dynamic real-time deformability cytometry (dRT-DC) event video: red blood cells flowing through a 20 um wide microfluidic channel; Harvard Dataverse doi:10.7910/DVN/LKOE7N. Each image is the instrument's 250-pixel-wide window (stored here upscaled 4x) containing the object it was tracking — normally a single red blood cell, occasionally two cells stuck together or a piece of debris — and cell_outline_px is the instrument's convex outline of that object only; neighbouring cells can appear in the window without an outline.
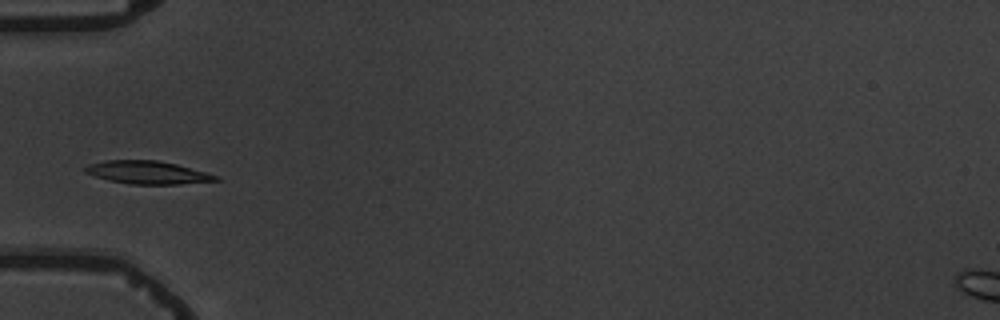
{"species": "common noctule bat (a hibernating species)", "species_latin": "Nyctalus noctula", "temperature_condition": "warm", "stored_images_in_passage": 8, "camera_frame_rate_fps": 3000, "um_per_image_px": 0.085, "animal": {"sex": "male", "body_mass_g": 19.5, "forearm_length_mm": 54.6}, "frame": {"image": 1, "passage_image": 5, "time_ms": 5.0, "image_size_px": [1000, 320], "cell_outline_px": [[220, 180], [180, 184], [132, 184], [108, 180], [84, 172], [84, 168], [88, 164], [104, 160], [156, 160], [176, 164], [220, 176]], "centroid_in_image_um": [12.53, 14.65], "position_along_channel_um": 72.5, "area_um2": 17.4}}
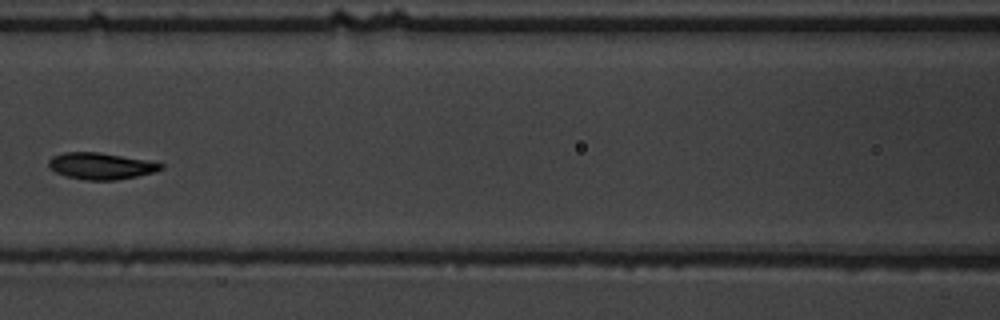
{"frame": {"image": 2, "passage_image": 7, "time_ms": 7.333, "image_size_px": [1000, 320], "cell_outline_px": [[164, 168], [152, 172], [136, 176], [116, 180], [84, 180], [64, 176], [56, 172], [48, 164], [48, 160], [52, 156], [64, 152], [100, 152], [148, 160], [164, 164]], "centroid_in_image_um": [8.56, 14.1], "position_along_channel_um": 158.0, "area_um2": 17.4}}
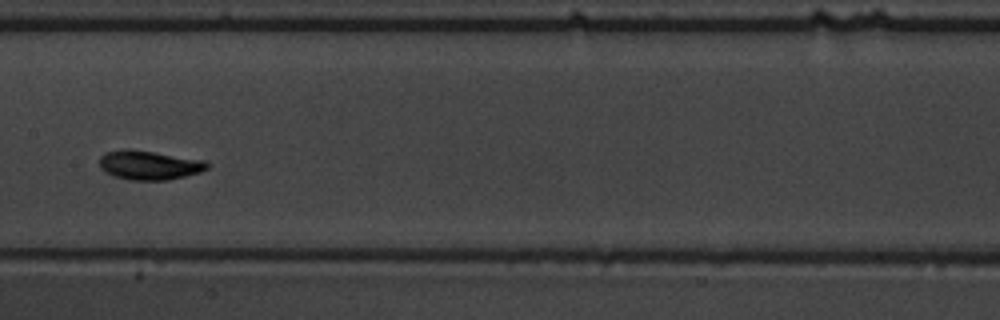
{"frame": {"image": 3, "passage_image": 8, "time_ms": 8.333, "image_size_px": [1000, 320], "cell_outline_px": [[212, 164], [208, 168], [200, 172], [168, 180], [128, 180], [112, 176], [100, 168], [100, 156], [108, 152], [124, 148], [128, 148], [204, 160]], "centroid_in_image_um": [12.68, 14.04], "position_along_channel_um": 194.7, "area_um2": 18.38}}